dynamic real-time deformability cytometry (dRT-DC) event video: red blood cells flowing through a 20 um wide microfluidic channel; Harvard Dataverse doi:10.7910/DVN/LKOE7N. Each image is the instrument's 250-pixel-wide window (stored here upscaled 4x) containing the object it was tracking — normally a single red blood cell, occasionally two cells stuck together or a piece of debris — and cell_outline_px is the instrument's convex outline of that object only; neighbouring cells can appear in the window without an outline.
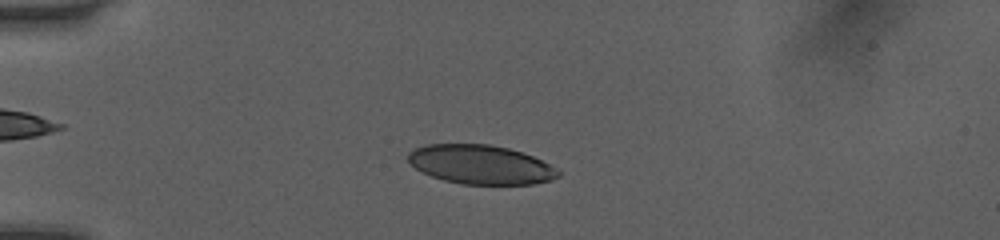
{"species": "human", "species_latin": "Homo sapiens", "temperature_condition": "room temperature", "stored_images_in_passage": 50, "camera_frame_rate_fps": 3000, "um_per_image_px": 0.085, "donor": {"sex": "female"}, "frame": {"image": 1, "passage_image": 13, "time_ms": 4.0, "image_size_px": [1000, 240], "cell_outline_px": [[560, 176], [552, 180], [532, 184], [460, 184], [444, 180], [432, 176], [408, 164], [408, 152], [424, 144], [488, 144], [508, 148], [532, 156], [556, 168], [560, 172]], "centroid_in_image_um": [40.83, 13.99], "position_along_channel_um": 44.2, "area_um2": 34.1}}
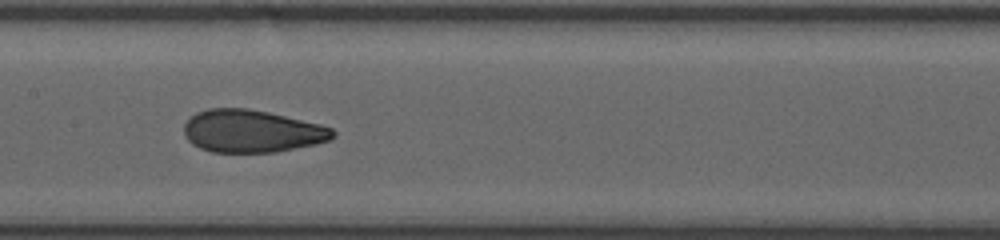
{"frame": {"image": 2, "passage_image": 26, "time_ms": 8.333, "image_size_px": [1000, 240], "cell_outline_px": [[336, 136], [332, 140], [316, 144], [276, 152], [212, 152], [200, 148], [192, 144], [184, 136], [184, 124], [196, 112], [208, 108], [248, 108], [268, 112], [320, 124], [332, 128], [336, 132]], "centroid_in_image_um": [21.42, 11.15], "position_along_channel_um": 186.0, "area_um2": 37.11}}
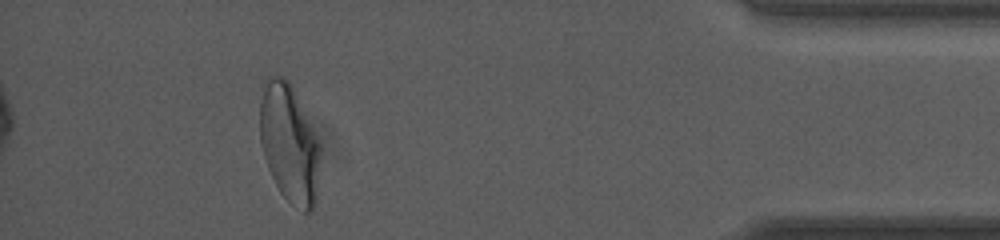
{"frame": {"image": 3, "passage_image": 46, "time_ms": 15.0, "image_size_px": [1000, 240], "cell_outline_px": [[320, 156], [316, 204], [312, 212], [304, 212], [292, 204], [280, 192], [268, 168], [260, 144], [260, 100], [264, 80], [268, 76], [284, 76], [292, 84], [320, 140]], "centroid_in_image_um": [24.6, 12.16], "position_along_channel_um": 410.6, "area_um2": 42.37}, "authors_computed_cell_mechanics": {"area_um2": 36.9342, "velocity_mm_per_s": 4.076, "shape_relaxation_time_tau1_ms": 7.4119, "shape_relaxation_time_tau2_ms": 0.8101, "deformation_change_tau1": 0.2347, "deformation_change_tau2": 0.0695}}